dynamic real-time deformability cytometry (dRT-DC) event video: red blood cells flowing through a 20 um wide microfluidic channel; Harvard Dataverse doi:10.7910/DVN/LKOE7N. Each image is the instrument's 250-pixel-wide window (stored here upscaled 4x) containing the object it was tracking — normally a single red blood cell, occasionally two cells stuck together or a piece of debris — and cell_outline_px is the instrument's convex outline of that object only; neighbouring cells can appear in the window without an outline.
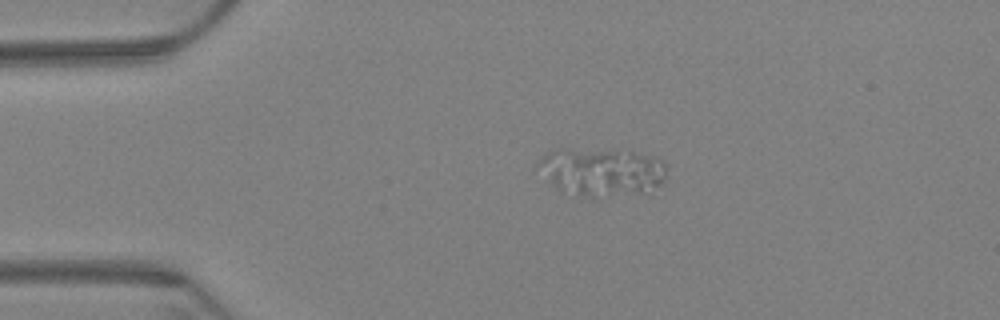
{"species": "Egyptian fruit bat (a non-hibernating species)", "species_latin": "Rousettus aegyptiacus", "temperature_condition": "warm", "stored_images_in_passage": 9, "camera_frame_rate_fps": 3000, "um_per_image_px": 0.085, "animal": {"sex": "female"}, "frame": {"image": 1, "passage_image": 5, "time_ms": 1.333, "image_size_px": [1000, 320], "cell_outline_px": [[664, 180], [660, 184], [640, 192], [592, 196], [556, 188], [548, 180], [536, 164], [536, 160], [548, 152], [556, 148], [564, 148], [632, 152], [664, 160]], "centroid_in_image_um": [51.08, 14.55], "position_along_channel_um": 33.9, "area_um2": 34.68}}
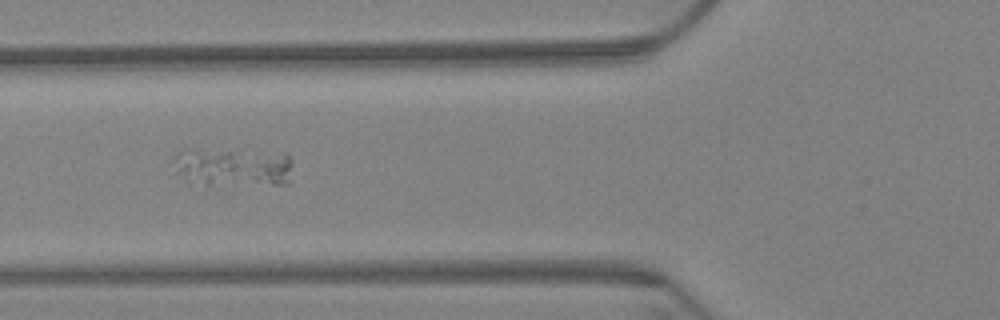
{"frame": {"image": 2, "passage_image": 8, "time_ms": 2.333, "image_size_px": [1000, 320], "cell_outline_px": [[292, 184], [228, 192], [204, 188], [188, 184], [176, 172], [172, 160], [172, 156], [176, 152], [184, 148], [188, 148], [284, 152], [292, 160]], "centroid_in_image_um": [19.8, 14.35], "position_along_channel_um": 106.0, "area_um2": 31.15}}
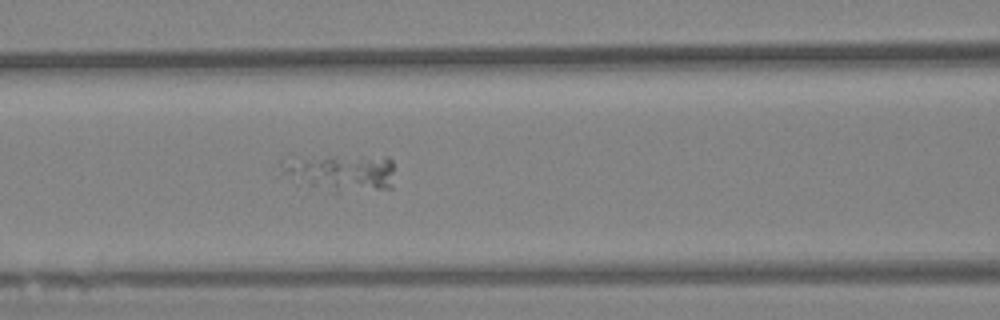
{"frame": {"image": 3, "passage_image": 9, "time_ms": 2.667, "image_size_px": [1000, 320], "cell_outline_px": [[392, 188], [336, 192], [328, 192], [308, 188], [280, 172], [280, 160], [284, 156], [292, 152], [388, 156], [392, 160]], "centroid_in_image_um": [28.76, 14.56], "position_along_channel_um": 137.8, "area_um2": 26.99}}